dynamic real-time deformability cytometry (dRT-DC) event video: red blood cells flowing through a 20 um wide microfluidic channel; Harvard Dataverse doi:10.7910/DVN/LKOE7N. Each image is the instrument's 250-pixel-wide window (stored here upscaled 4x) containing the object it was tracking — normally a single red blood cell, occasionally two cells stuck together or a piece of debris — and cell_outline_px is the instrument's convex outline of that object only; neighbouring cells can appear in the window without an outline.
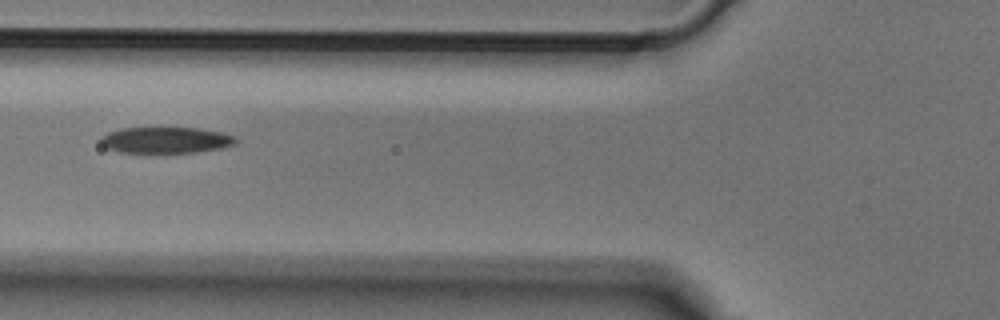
{"species": "Egyptian fruit bat (a non-hibernating species)", "species_latin": "Rousettus aegyptiacus", "temperature_condition": "cold", "stored_images_in_passage": 7, "camera_frame_rate_fps": 3000, "um_per_image_px": 0.085, "animal": {"sex": "male"}, "frame": {"image": 1, "passage_image": 7, "time_ms": 2.0, "image_size_px": [1000, 320], "cell_outline_px": [[240, 140], [236, 144], [224, 148], [196, 152], [164, 156], [120, 152], [108, 148], [100, 144], [100, 136], [108, 132], [120, 128], [160, 124], [200, 128], [220, 132], [236, 136]], "centroid_in_image_um": [14.09, 11.9], "position_along_channel_um": 111.7, "area_um2": 23.0}}